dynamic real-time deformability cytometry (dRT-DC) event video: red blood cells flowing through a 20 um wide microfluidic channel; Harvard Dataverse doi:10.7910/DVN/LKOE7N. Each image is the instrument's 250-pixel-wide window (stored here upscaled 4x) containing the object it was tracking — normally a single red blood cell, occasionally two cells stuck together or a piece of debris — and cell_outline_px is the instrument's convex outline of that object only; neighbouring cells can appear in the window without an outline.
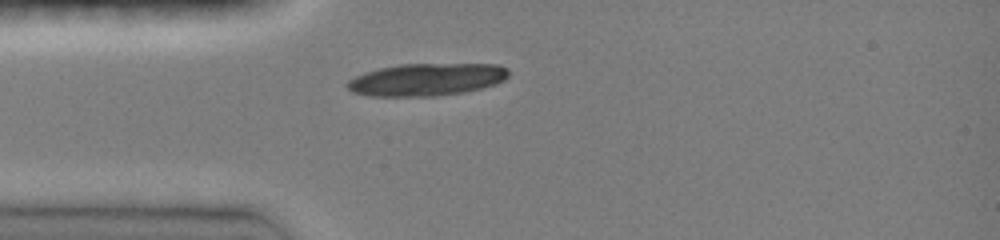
{"species": "common noctule bat (a hibernating species)", "species_latin": "Nyctalus noctula", "temperature_condition": "room temperature", "stored_images_in_passage": 29, "camera_frame_rate_fps": 3000, "um_per_image_px": 0.085, "animal": {"sex": "female", "body_mass_g": 19.0, "forearm_length_mm": 51.5}, "frame": {"image": 1, "passage_image": 1, "time_ms": 0.0, "image_size_px": [1000, 240], "cell_outline_px": [[508, 76], [504, 80], [496, 84], [464, 92], [436, 96], [372, 96], [352, 92], [344, 84], [348, 80], [364, 72], [380, 68], [400, 64], [496, 64], [508, 68]], "centroid_in_image_um": [36.25, 6.76], "position_along_channel_um": 48.8, "area_um2": 30.52}}
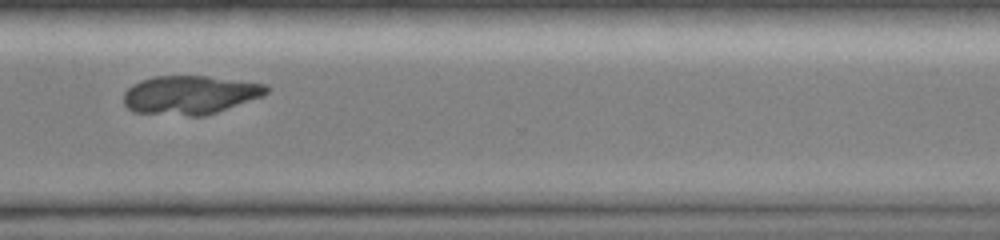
{"frame": {"image": 2, "passage_image": 23, "time_ms": 7.333, "image_size_px": [1000, 240], "cell_outline_px": [[268, 92], [264, 96], [204, 116], [188, 116], [132, 112], [124, 104], [124, 92], [132, 84], [140, 80], [156, 76], [208, 76], [268, 84]], "centroid_in_image_um": [16.15, 8.07], "position_along_channel_um": 354.5, "area_um2": 32.37}}
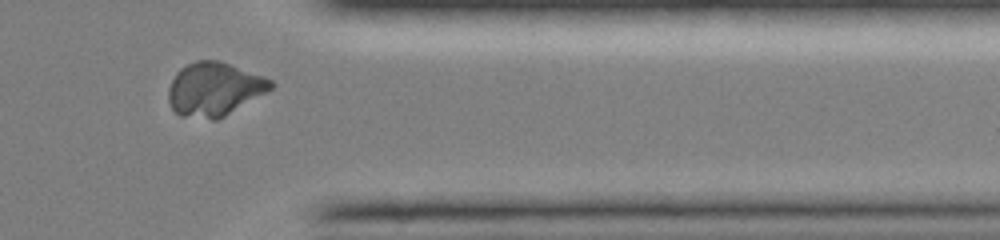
{"frame": {"image": 3, "passage_image": 26, "time_ms": 8.333, "image_size_px": [1000, 240], "cell_outline_px": [[276, 84], [272, 88], [224, 116], [216, 120], [212, 120], [180, 116], [172, 108], [168, 100], [168, 88], [176, 72], [180, 68], [196, 60], [220, 60], [264, 76], [272, 80]], "centroid_in_image_um": [18.19, 7.56], "position_along_channel_um": 393.2, "area_um2": 31.96}}